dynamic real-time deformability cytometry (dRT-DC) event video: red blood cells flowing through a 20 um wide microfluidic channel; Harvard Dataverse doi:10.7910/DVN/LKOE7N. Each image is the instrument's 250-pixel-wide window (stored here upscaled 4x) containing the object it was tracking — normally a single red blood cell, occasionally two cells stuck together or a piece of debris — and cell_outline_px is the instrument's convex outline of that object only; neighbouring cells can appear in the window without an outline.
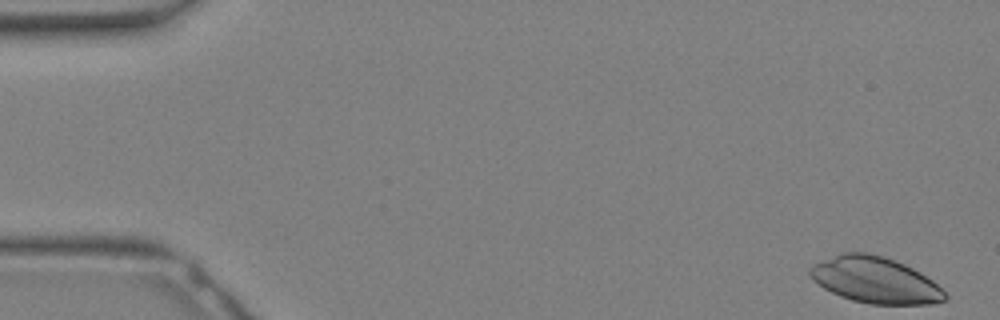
{"species": "Egyptian fruit bat (a non-hibernating species)", "species_latin": "Rousettus aegyptiacus", "temperature_condition": "warm", "stored_images_in_passage": 32, "camera_frame_rate_fps": 3000, "um_per_image_px": 0.085, "animal": {"sex": "female"}, "frame": {"image": 1, "passage_image": 1, "time_ms": 0.0, "image_size_px": [1000, 320], "cell_outline_px": [[948, 296], [944, 300], [932, 304], [868, 304], [852, 300], [840, 296], [824, 288], [812, 280], [808, 276], [808, 268], [812, 264], [840, 252], [868, 252], [884, 256], [904, 264], [920, 272], [932, 280]], "centroid_in_image_um": [74.33, 23.79], "position_along_channel_um": 10.7, "area_um2": 36.53}}
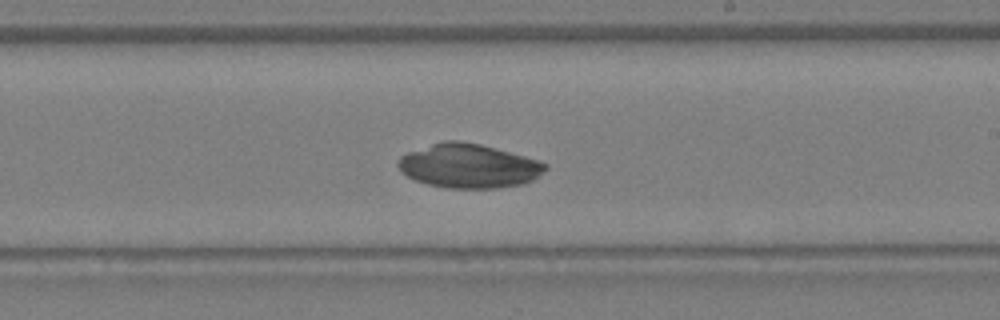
{"frame": {"image": 2, "passage_image": 19, "time_ms": 6.0, "image_size_px": [1000, 320], "cell_outline_px": [[548, 168], [544, 172], [532, 180], [524, 184], [496, 188], [448, 188], [428, 184], [416, 180], [400, 172], [396, 164], [396, 160], [400, 156], [408, 152], [444, 140], [460, 140], [480, 144], [540, 160], [548, 164]], "centroid_in_image_um": [39.84, 14.1], "position_along_channel_um": 249.2, "area_um2": 37.97}}
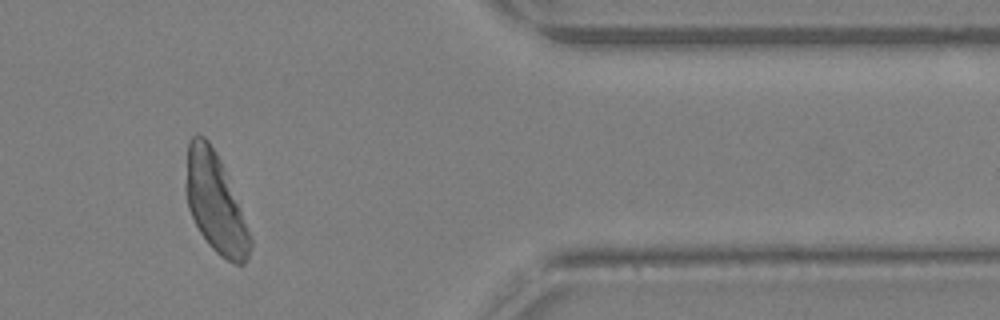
{"frame": {"image": 3, "passage_image": 27, "time_ms": 8.667, "image_size_px": [1000, 320], "cell_outline_px": [[252, 248], [244, 264], [236, 264], [220, 256], [208, 244], [200, 232], [188, 208], [184, 188], [184, 184], [188, 144], [192, 136], [204, 136], [208, 140], [216, 152], [224, 168], [252, 240]], "centroid_in_image_um": [18.26, 17.25], "position_along_channel_um": 393.1, "area_um2": 36.82}}